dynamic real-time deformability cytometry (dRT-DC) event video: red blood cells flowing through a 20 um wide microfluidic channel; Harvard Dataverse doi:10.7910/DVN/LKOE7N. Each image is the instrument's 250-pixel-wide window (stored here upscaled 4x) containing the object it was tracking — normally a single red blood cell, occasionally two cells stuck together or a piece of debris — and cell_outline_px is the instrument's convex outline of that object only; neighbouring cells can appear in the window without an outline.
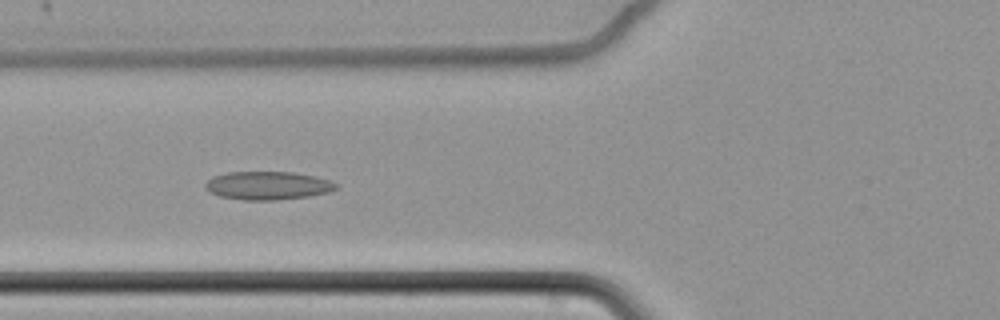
{"species": "common noctule bat (a hibernating species)", "species_latin": "Nyctalus noctula", "temperature_condition": "cold", "stored_images_in_passage": 7, "camera_frame_rate_fps": 3000, "um_per_image_px": 0.085, "animal": {"sex": "female", "body_mass_g": 22.7, "forearm_length_mm": 54.2}, "frame": {"image": 1, "passage_image": 6, "time_ms": 1.667, "image_size_px": [1000, 320], "cell_outline_px": [[340, 188], [328, 192], [308, 196], [276, 200], [244, 200], [220, 196], [208, 192], [204, 188], [204, 184], [212, 176], [228, 172], [292, 172], [312, 176], [328, 180], [340, 184]], "centroid_in_image_um": [22.74, 15.77], "position_along_channel_um": 103.1, "area_um2": 21.62}}
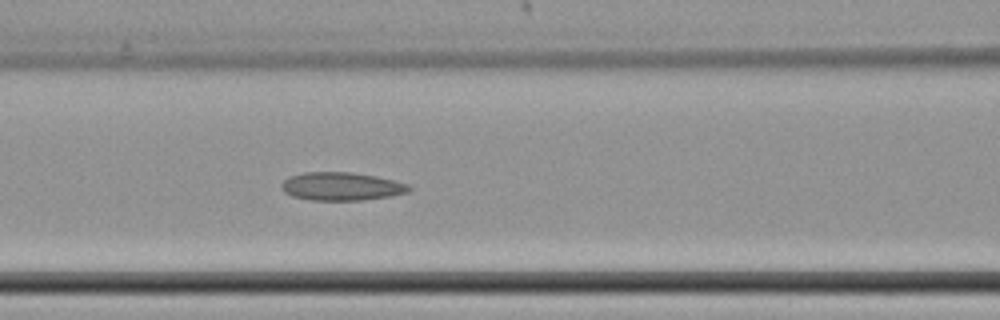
{"frame": {"image": 2, "passage_image": 7, "time_ms": 2.0, "image_size_px": [1000, 320], "cell_outline_px": [[412, 188], [408, 192], [388, 196], [360, 200], [312, 200], [292, 196], [284, 192], [280, 188], [280, 184], [288, 176], [304, 172], [352, 172], [376, 176], [408, 184]], "centroid_in_image_um": [28.97, 15.83], "position_along_channel_um": 137.6, "area_um2": 20.92}}